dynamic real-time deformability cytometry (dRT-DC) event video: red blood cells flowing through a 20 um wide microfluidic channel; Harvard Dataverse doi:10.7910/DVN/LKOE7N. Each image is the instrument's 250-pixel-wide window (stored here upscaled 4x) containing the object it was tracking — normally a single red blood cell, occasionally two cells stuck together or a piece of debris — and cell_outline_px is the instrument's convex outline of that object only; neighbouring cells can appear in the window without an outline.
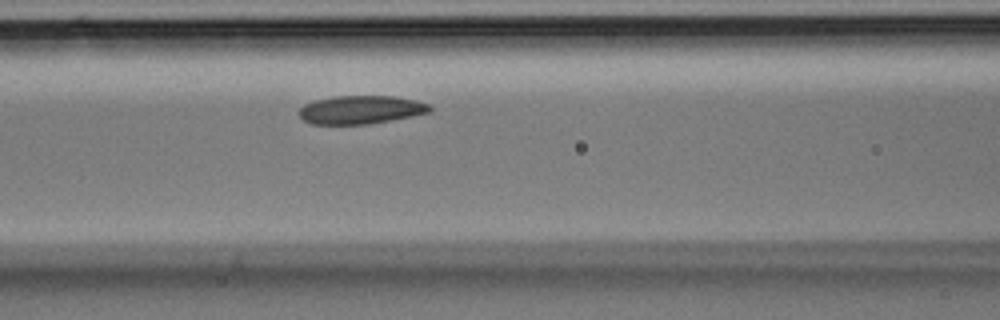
{"species": "Egyptian fruit bat (a non-hibernating species)", "species_latin": "Rousettus aegyptiacus", "temperature_condition": "room temperature", "stored_images_in_passage": 29, "camera_frame_rate_fps": 3000, "um_per_image_px": 0.085, "animal": {"sex": "male"}, "frame": {"image": 1, "passage_image": 8, "time_ms": 2.333, "image_size_px": [1000, 320], "cell_outline_px": [[432, 112], [412, 116], [368, 124], [308, 124], [296, 112], [304, 104], [316, 100], [336, 96], [396, 96], [416, 100], [428, 104], [432, 108]], "centroid_in_image_um": [30.66, 9.33], "position_along_channel_um": 135.9, "area_um2": 21.68}}
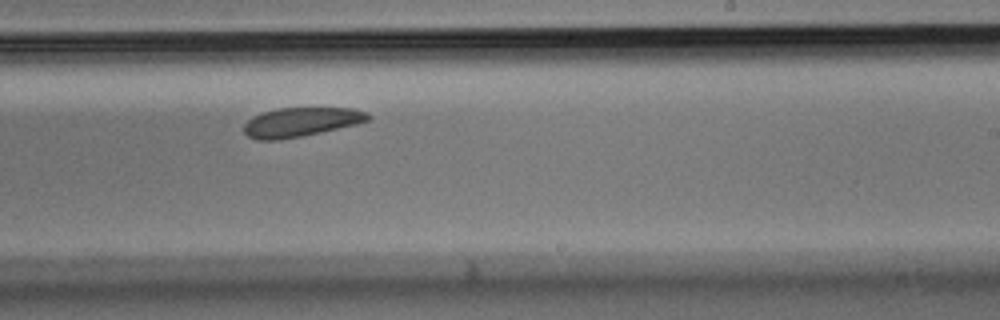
{"frame": {"image": 2, "passage_image": 15, "time_ms": 4.667, "image_size_px": [1000, 320], "cell_outline_px": [[372, 116], [368, 120], [356, 124], [320, 132], [280, 140], [256, 140], [248, 136], [244, 132], [244, 124], [252, 116], [276, 108], [352, 108], [368, 112]], "centroid_in_image_um": [25.56, 10.37], "position_along_channel_um": 263.4, "area_um2": 21.04}}
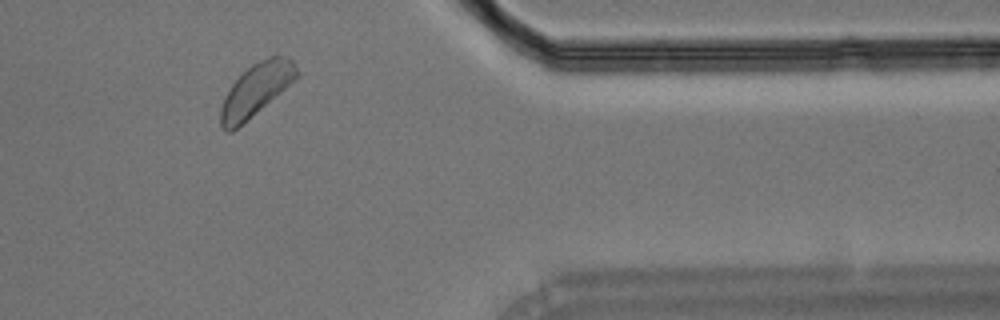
{"frame": {"image": 3, "passage_image": 23, "time_ms": 7.333, "image_size_px": [1000, 320], "cell_outline_px": [[300, 76], [296, 80], [232, 132], [224, 132], [220, 124], [220, 108], [232, 84], [252, 64], [268, 56], [288, 56], [292, 60]], "centroid_in_image_um": [21.78, 7.63], "position_along_channel_um": 389.6, "area_um2": 22.95}}